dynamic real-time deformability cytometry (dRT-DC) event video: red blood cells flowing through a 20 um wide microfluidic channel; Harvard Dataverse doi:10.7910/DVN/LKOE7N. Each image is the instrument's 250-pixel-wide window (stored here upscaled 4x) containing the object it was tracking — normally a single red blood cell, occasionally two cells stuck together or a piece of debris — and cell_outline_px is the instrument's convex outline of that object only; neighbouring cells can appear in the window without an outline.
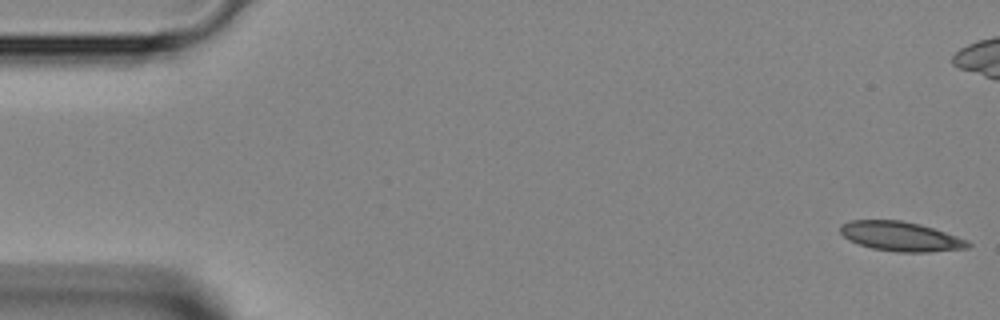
{"species": "Egyptian fruit bat (a non-hibernating species)", "species_latin": "Rousettus aegyptiacus", "temperature_condition": "room temperature", "stored_images_in_passage": 46, "camera_frame_rate_fps": 3000, "um_per_image_px": 0.085, "animal": {"sex": "female"}, "frame": {"image": 1, "passage_image": 1, "time_ms": 0.0, "image_size_px": [1000, 320], "cell_outline_px": [[972, 244], [968, 248], [928, 252], [900, 252], [872, 248], [848, 240], [840, 232], [840, 224], [852, 220], [900, 220], [920, 224], [968, 240]], "centroid_in_image_um": [76.55, 20.09], "position_along_channel_um": 8.4, "area_um2": 21.79}}
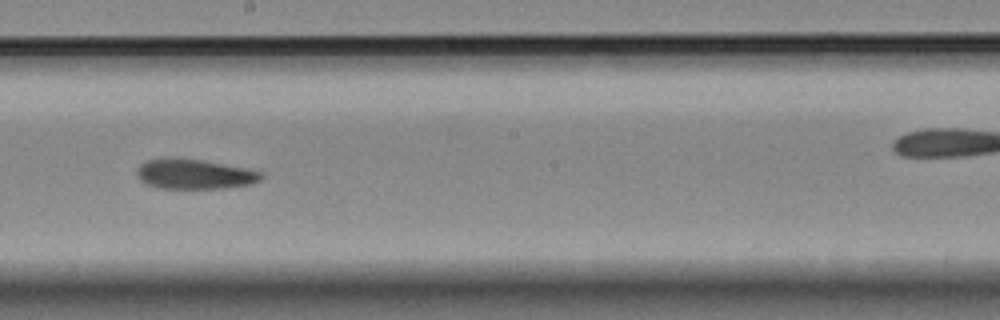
{"frame": {"image": 2, "passage_image": 25, "time_ms": 8.0, "image_size_px": [1000, 320], "cell_outline_px": [[264, 176], [260, 180], [252, 184], [224, 188], [160, 188], [148, 184], [140, 180], [136, 172], [140, 164], [148, 160], [172, 156], [176, 156], [200, 160], [244, 168], [260, 172]], "centroid_in_image_um": [16.49, 14.78], "position_along_channel_um": 231.7, "area_um2": 21.62}}
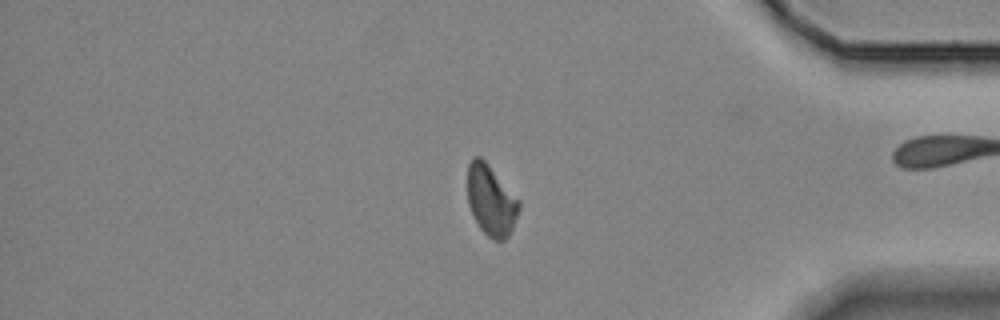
{"frame": {"image": 3, "passage_image": 38, "time_ms": 12.333, "image_size_px": [1000, 320], "cell_outline_px": [[520, 208], [512, 228], [508, 236], [504, 240], [492, 240], [480, 228], [468, 204], [468, 164], [476, 156], [480, 156], [488, 164], [520, 200]], "centroid_in_image_um": [41.75, 17.03], "position_along_channel_um": 393.5, "area_um2": 20.92}}